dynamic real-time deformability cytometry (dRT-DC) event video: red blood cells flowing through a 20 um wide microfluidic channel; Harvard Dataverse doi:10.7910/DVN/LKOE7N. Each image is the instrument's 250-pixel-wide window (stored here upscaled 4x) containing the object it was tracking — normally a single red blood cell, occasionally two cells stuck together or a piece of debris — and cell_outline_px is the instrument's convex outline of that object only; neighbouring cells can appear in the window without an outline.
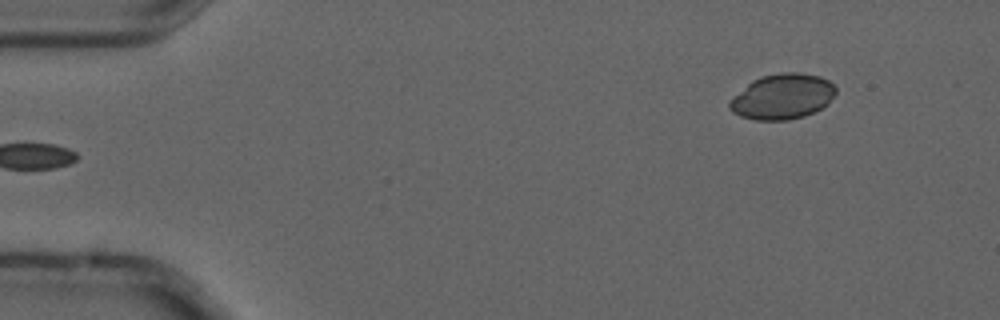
{"species": "common noctule bat (a hibernating species)", "species_latin": "Nyctalus noctula", "temperature_condition": "cold", "stored_images_in_passage": 5, "camera_frame_rate_fps": 3000, "um_per_image_px": 0.085, "animal": {"sex": "male", "forearm_length_mm": 52.5}, "frame": {"image": 1, "passage_image": 5, "time_ms": 1.333, "image_size_px": [1000, 320], "cell_outline_px": [[836, 92], [828, 104], [804, 116], [788, 120], [756, 120], [740, 116], [732, 112], [728, 108], [728, 100], [752, 80], [760, 76], [780, 72], [800, 72], [820, 76], [828, 80], [836, 88]], "centroid_in_image_um": [66.47, 8.2], "position_along_channel_um": 18.5, "area_um2": 28.26}}